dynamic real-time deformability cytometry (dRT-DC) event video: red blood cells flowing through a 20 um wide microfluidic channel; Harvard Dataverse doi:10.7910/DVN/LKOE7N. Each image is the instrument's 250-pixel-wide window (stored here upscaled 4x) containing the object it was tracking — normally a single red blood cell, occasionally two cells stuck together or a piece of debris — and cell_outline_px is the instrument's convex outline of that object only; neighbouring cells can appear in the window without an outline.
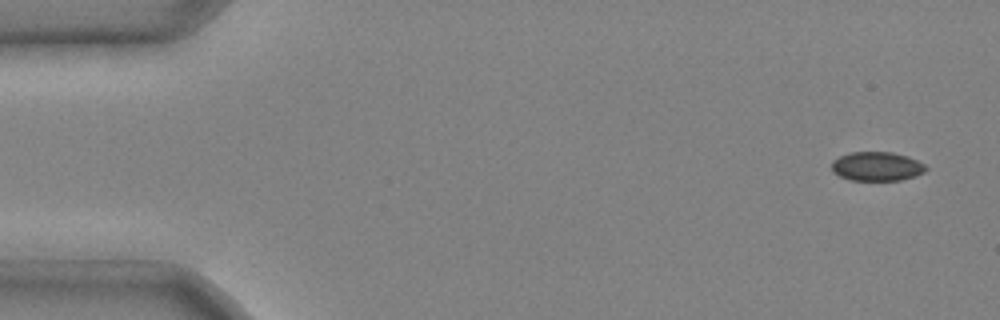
{"species": "common noctule bat (a hibernating species)", "species_latin": "Nyctalus noctula", "temperature_condition": "cold", "stored_images_in_passage": 4, "camera_frame_rate_fps": 3000, "um_per_image_px": 0.085, "animal": {"sex": "male", "body_mass_g": 20.4}, "frame": {"image": 1, "passage_image": 1, "time_ms": 0.0, "image_size_px": [1000, 320], "cell_outline_px": [[928, 168], [924, 172], [916, 176], [900, 180], [852, 180], [840, 176], [832, 172], [832, 160], [840, 156], [852, 152], [892, 152], [908, 156], [924, 164]], "centroid_in_image_um": [74.54, 14.14], "position_along_channel_um": 10.5, "area_um2": 15.95}}
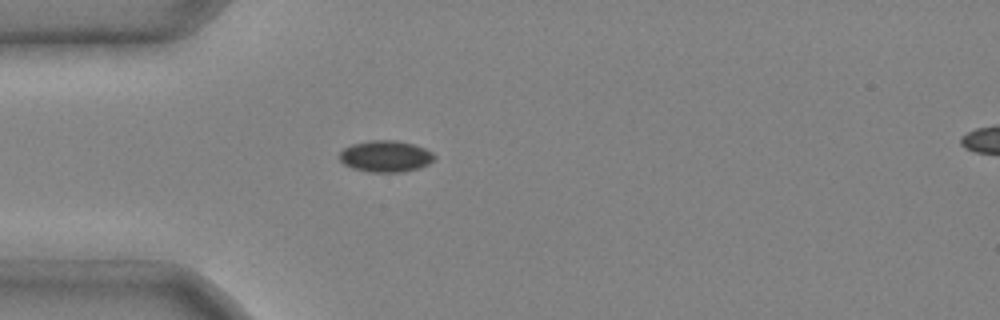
{"frame": {"image": 2, "passage_image": 4, "time_ms": 1.0, "image_size_px": [1000, 320], "cell_outline_px": [[436, 156], [428, 164], [416, 168], [400, 172], [368, 172], [352, 168], [344, 164], [336, 156], [344, 148], [352, 144], [372, 140], [396, 140], [412, 144], [424, 148], [432, 152]], "centroid_in_image_um": [32.73, 13.28], "position_along_channel_um": 52.3, "area_um2": 17.34}}